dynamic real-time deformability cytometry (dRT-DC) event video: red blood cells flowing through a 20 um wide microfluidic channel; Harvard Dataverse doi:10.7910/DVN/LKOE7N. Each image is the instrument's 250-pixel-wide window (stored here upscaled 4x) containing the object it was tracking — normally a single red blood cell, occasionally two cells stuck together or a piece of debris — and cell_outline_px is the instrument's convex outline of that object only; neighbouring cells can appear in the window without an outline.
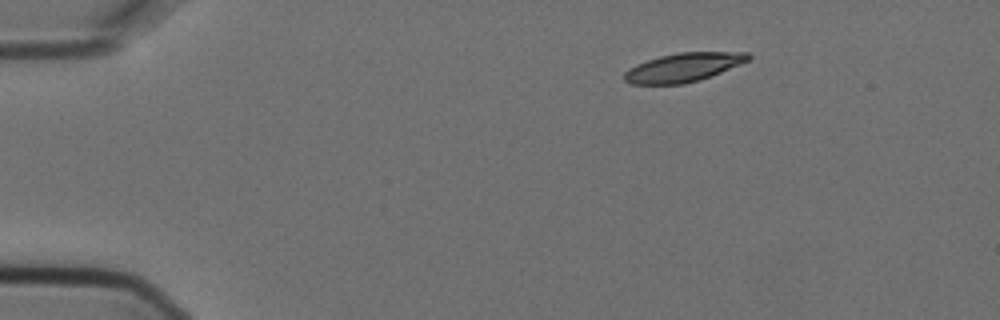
{"species": "Egyptian fruit bat (a non-hibernating species)", "species_latin": "Rousettus aegyptiacus", "temperature_condition": "cold", "stored_images_in_passage": 4, "camera_frame_rate_fps": 3000, "um_per_image_px": 0.085, "animal": {"sex": "female"}, "frame": {"image": 1, "passage_image": 1, "time_ms": 0.0, "image_size_px": [1000, 320], "cell_outline_px": [[752, 56], [748, 60], [740, 64], [720, 72], [684, 84], [628, 84], [624, 80], [624, 72], [636, 64], [660, 56], [676, 52], [748, 52]], "centroid_in_image_um": [58.05, 5.72], "position_along_channel_um": 26.9, "area_um2": 20.58}}